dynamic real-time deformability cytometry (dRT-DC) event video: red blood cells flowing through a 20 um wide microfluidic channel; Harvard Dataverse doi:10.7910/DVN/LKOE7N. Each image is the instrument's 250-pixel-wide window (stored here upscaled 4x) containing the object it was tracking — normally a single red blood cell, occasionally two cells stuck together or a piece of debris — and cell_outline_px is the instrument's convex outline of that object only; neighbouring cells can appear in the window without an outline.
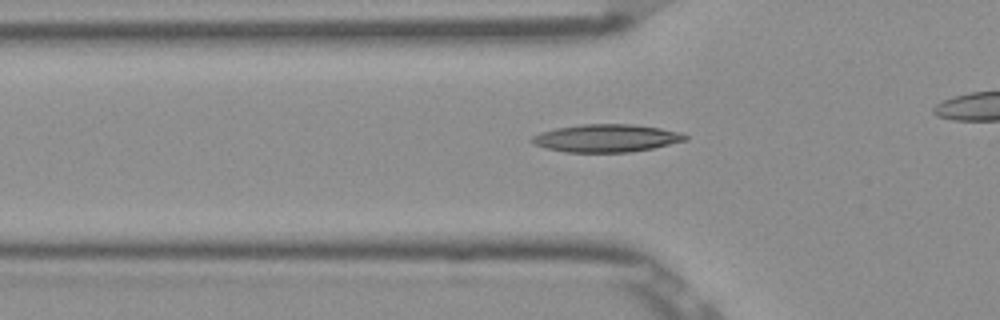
{"species": "Egyptian fruit bat (a non-hibernating species)", "species_latin": "Rousettus aegyptiacus", "temperature_condition": "room temperature", "stored_images_in_passage": 34, "camera_frame_rate_fps": 3000, "um_per_image_px": 0.085, "frame": {"image": 1, "passage_image": 9, "time_ms": 2.667, "image_size_px": [1000, 320], "cell_outline_px": [[688, 140], [652, 148], [632, 152], [564, 152], [548, 148], [536, 144], [528, 140], [532, 136], [540, 132], [556, 128], [580, 124], [632, 124], [660, 128], [680, 132], [688, 136]], "centroid_in_image_um": [51.54, 11.74], "position_along_channel_um": 74.3, "area_um2": 24.8}}
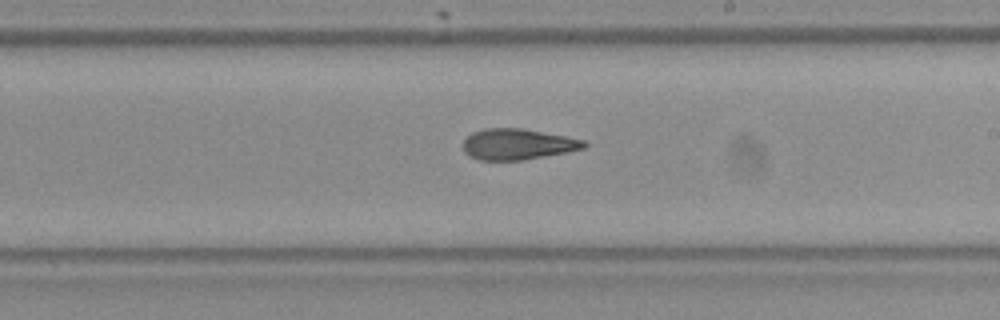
{"frame": {"image": 2, "passage_image": 22, "time_ms": 7.0, "image_size_px": [1000, 320], "cell_outline_px": [[588, 144], [584, 148], [568, 152], [520, 160], [480, 160], [468, 156], [464, 152], [464, 140], [472, 132], [484, 128], [520, 128], [564, 136], [584, 140]], "centroid_in_image_um": [43.97, 12.26], "position_along_channel_um": 245.0, "area_um2": 21.62}}
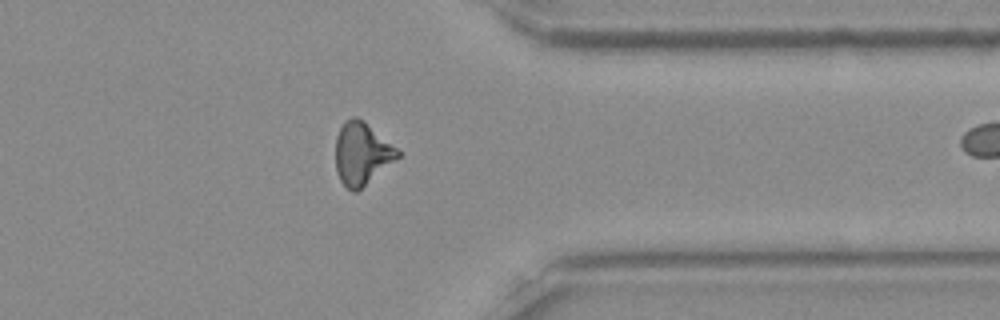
{"frame": {"image": 3, "passage_image": 33, "time_ms": 10.667, "image_size_px": [1000, 320], "cell_outline_px": [[400, 156], [396, 160], [356, 192], [352, 192], [340, 180], [336, 172], [336, 136], [344, 120], [352, 116], [356, 116], [364, 120], [396, 148], [400, 152]], "centroid_in_image_um": [30.73, 13.03], "position_along_channel_um": 380.7, "area_um2": 22.48}}